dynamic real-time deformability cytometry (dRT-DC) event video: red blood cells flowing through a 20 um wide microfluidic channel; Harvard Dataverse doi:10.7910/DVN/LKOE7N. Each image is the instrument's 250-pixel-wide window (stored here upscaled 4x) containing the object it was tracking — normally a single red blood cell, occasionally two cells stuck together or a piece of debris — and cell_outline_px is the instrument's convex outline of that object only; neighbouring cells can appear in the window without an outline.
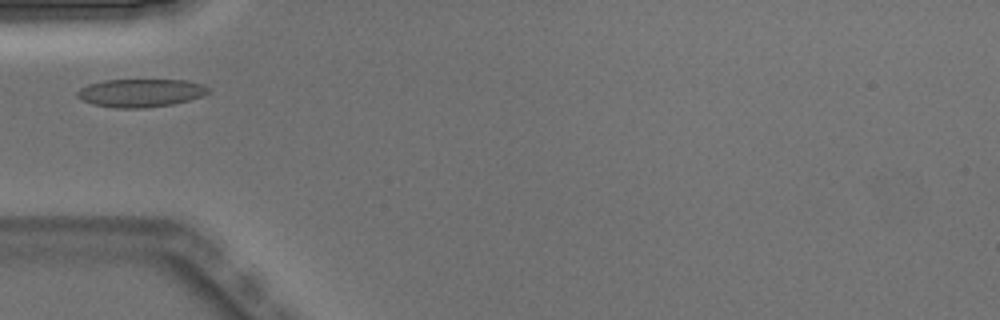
{"species": "Egyptian fruit bat (a non-hibernating species)", "species_latin": "Rousettus aegyptiacus", "temperature_condition": "warm", "stored_images_in_passage": 2, "camera_frame_rate_fps": 3000, "um_per_image_px": 0.085, "animal": {"sex": "male"}, "frame": {"image": 1, "passage_image": 2, "time_ms": 0.333, "image_size_px": [1000, 320], "cell_outline_px": [[212, 92], [188, 100], [172, 104], [148, 108], [116, 108], [92, 104], [80, 100], [76, 96], [76, 92], [80, 88], [88, 84], [104, 80], [184, 80], [204, 84], [212, 88]], "centroid_in_image_um": [11.95, 7.9], "position_along_channel_um": 73.0, "area_um2": 21.73}}